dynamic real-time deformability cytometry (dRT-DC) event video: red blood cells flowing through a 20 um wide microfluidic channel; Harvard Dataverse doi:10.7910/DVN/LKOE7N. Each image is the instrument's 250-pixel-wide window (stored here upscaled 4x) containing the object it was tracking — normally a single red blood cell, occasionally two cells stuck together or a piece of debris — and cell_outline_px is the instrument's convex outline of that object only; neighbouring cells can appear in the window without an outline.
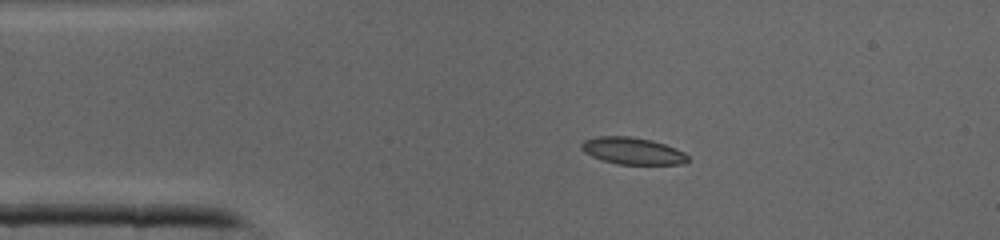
{"species": "common noctule bat (a hibernating species)", "species_latin": "Nyctalus noctula", "temperature_condition": "cold", "stored_images_in_passage": 36, "camera_frame_rate_fps": 3000, "um_per_image_px": 0.085, "animal": {"sex": "male", "body_mass_g": 19.0, "forearm_length_mm": 50.8}, "frame": {"image": 1, "passage_image": 1, "time_ms": 0.0, "image_size_px": [1000, 240], "cell_outline_px": [[688, 160], [684, 164], [616, 164], [592, 156], [584, 152], [580, 148], [580, 144], [584, 140], [596, 136], [632, 136], [652, 140], [676, 148], [684, 152], [688, 156]], "centroid_in_image_um": [53.75, 12.81], "position_along_channel_um": 31.2, "area_um2": 16.76}}
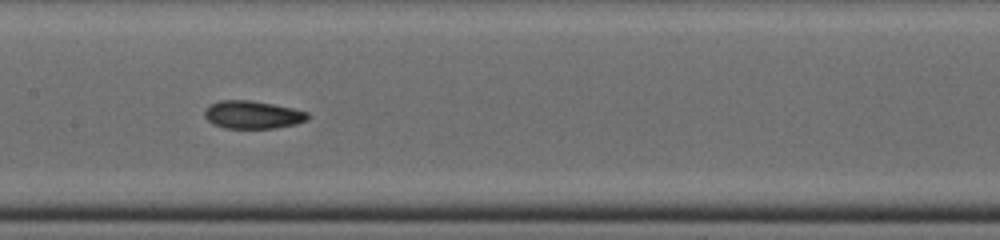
{"frame": {"image": 2, "passage_image": 13, "time_ms": 4.0, "image_size_px": [1000, 240], "cell_outline_px": [[308, 120], [296, 124], [276, 128], [224, 128], [212, 124], [204, 116], [204, 108], [208, 104], [220, 100], [252, 100], [292, 108], [308, 112]], "centroid_in_image_um": [21.43, 9.75], "position_along_channel_um": 186.0, "area_um2": 16.94}}
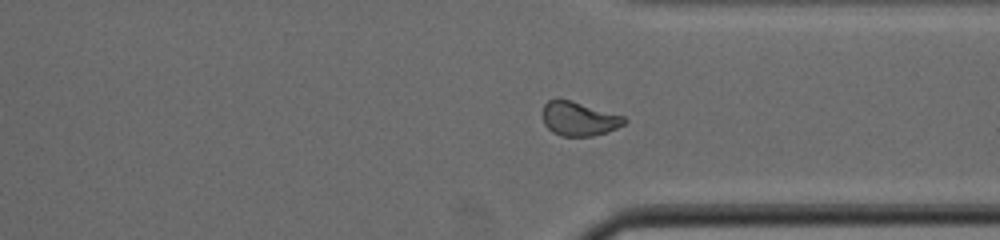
{"frame": {"image": 3, "passage_image": 24, "time_ms": 7.667, "image_size_px": [1000, 240], "cell_outline_px": [[628, 120], [624, 124], [616, 128], [592, 136], [560, 136], [552, 132], [544, 124], [544, 104], [548, 100], [572, 100], [624, 116]], "centroid_in_image_um": [49.22, 10.1], "position_along_channel_um": 362.2, "area_um2": 16.01}}